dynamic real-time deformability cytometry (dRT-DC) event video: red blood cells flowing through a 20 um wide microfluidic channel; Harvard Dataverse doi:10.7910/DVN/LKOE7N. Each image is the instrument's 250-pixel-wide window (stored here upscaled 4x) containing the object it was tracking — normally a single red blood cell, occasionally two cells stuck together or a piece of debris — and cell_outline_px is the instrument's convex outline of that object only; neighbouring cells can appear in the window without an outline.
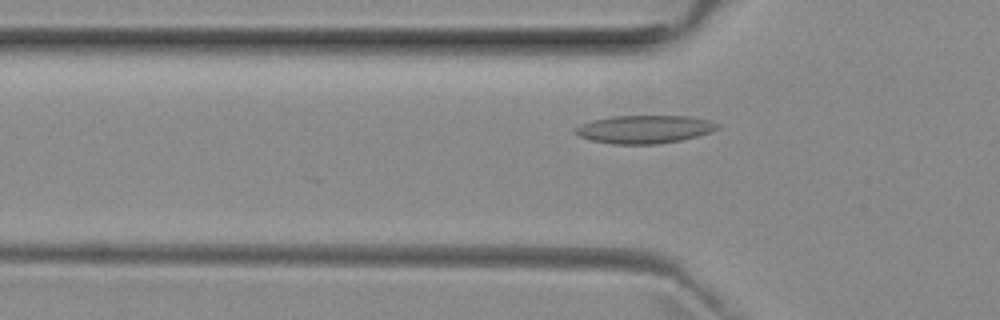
{"species": "common noctule bat (a hibernating species)", "species_latin": "Nyctalus noctula", "temperature_condition": "room temperature", "stored_images_in_passage": 22, "camera_frame_rate_fps": 3000, "um_per_image_px": 0.085, "animal": {"sex": "female", "body_mass_g": 29.2, "forearm_length_mm": 56.3}, "frame": {"image": 1, "passage_image": 14, "time_ms": 4.333, "image_size_px": [1000, 320], "cell_outline_px": [[720, 128], [696, 136], [680, 140], [656, 144], [612, 144], [592, 140], [580, 136], [572, 132], [572, 128], [580, 124], [592, 120], [612, 116], [688, 116], [708, 120], [720, 124]], "centroid_in_image_um": [54.73, 10.98], "position_along_channel_um": 71.1, "area_um2": 23.24}}
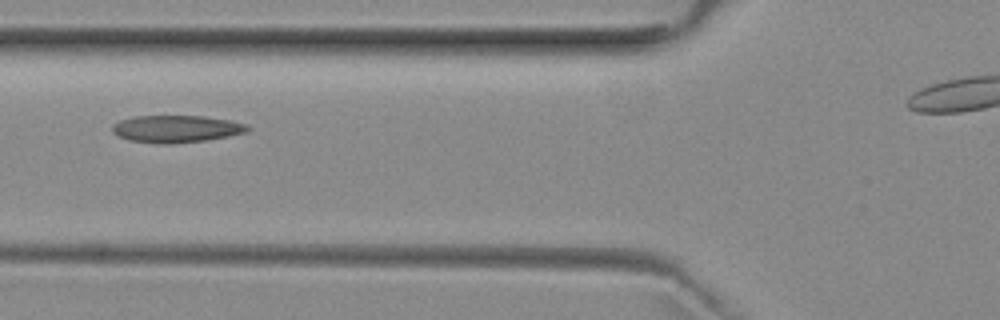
{"frame": {"image": 2, "passage_image": 17, "time_ms": 5.333, "image_size_px": [1000, 320], "cell_outline_px": [[252, 128], [248, 132], [228, 136], [204, 140], [172, 144], [156, 144], [128, 140], [112, 132], [112, 124], [120, 120], [136, 116], [204, 116], [232, 120], [248, 124]], "centroid_in_image_um": [15.02, 10.95], "position_along_channel_um": 110.8, "area_um2": 21.68}}
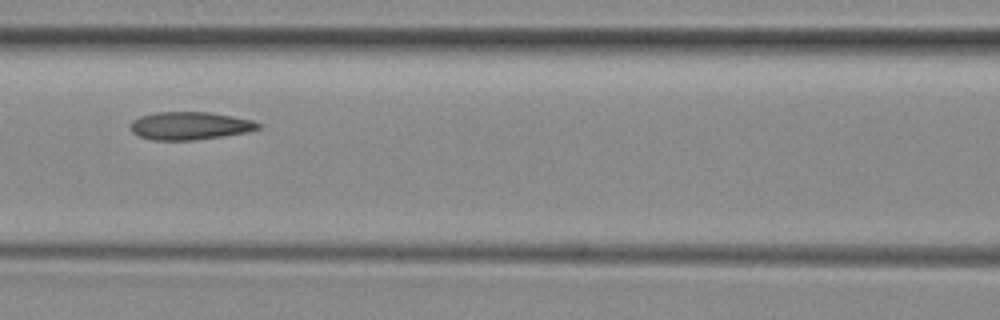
{"frame": {"image": 3, "passage_image": 20, "time_ms": 6.333, "image_size_px": [1000, 320], "cell_outline_px": [[260, 128], [244, 132], [224, 136], [192, 140], [152, 140], [140, 136], [132, 132], [132, 120], [140, 116], [156, 112], [208, 112], [232, 116], [252, 120], [260, 124]], "centroid_in_image_um": [16.12, 10.69], "position_along_channel_um": 150.5, "area_um2": 20.52}}